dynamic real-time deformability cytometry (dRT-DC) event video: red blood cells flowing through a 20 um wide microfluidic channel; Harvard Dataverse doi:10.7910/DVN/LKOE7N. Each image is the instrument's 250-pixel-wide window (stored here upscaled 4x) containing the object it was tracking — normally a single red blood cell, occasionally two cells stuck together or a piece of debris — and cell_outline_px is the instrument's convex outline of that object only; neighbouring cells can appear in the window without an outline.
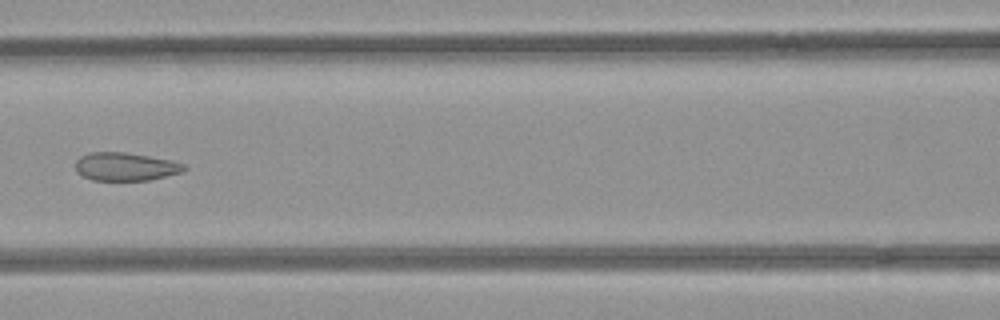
{"species": "common noctule bat (a hibernating species)", "species_latin": "Nyctalus noctula", "temperature_condition": "room temperature", "stored_images_in_passage": 6, "camera_frame_rate_fps": 3000, "um_per_image_px": 0.085, "animal": {"sex": "female", "body_mass_g": 21.9}, "frame": {"image": 1, "passage_image": 6, "time_ms": 1.667, "image_size_px": [1000, 320], "cell_outline_px": [[188, 168], [180, 172], [148, 180], [92, 180], [76, 172], [76, 160], [80, 156], [88, 152], [124, 152], [172, 160], [184, 164]], "centroid_in_image_um": [10.64, 14.15], "position_along_channel_um": 156.0, "area_um2": 17.74}}